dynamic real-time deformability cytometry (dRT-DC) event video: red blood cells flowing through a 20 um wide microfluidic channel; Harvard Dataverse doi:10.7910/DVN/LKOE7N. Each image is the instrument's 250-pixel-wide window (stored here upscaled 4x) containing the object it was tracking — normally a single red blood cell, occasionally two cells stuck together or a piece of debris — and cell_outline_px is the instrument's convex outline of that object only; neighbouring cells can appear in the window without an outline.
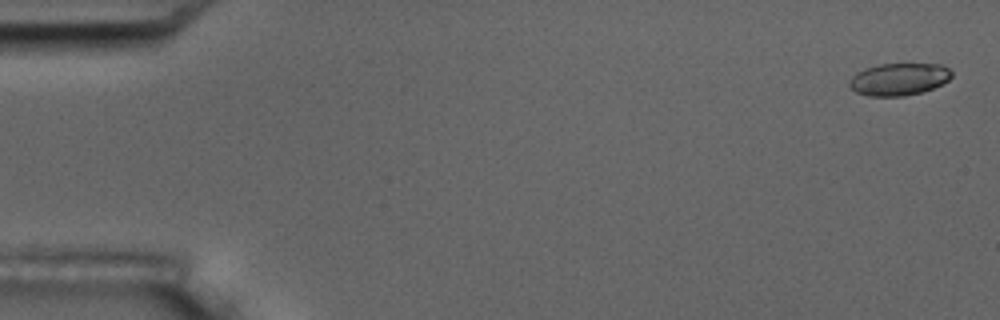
{"species": "common noctule bat (a hibernating species)", "species_latin": "Nyctalus noctula", "temperature_condition": "room temperature", "stored_images_in_passage": 7, "camera_frame_rate_fps": 3000, "um_per_image_px": 0.085, "animal": {"sex": "male", "body_mass_g": 17.5, "forearm_length_mm": 52.3}, "frame": {"image": 1, "passage_image": 1, "time_ms": 0.0, "image_size_px": [1000, 320], "cell_outline_px": [[952, 76], [948, 80], [932, 88], [920, 92], [904, 96], [868, 96], [856, 92], [848, 84], [848, 80], [856, 72], [864, 68], [880, 64], [940, 64], [948, 68], [952, 72]], "centroid_in_image_um": [76.37, 6.73], "position_along_channel_um": 8.6, "area_um2": 19.19}}
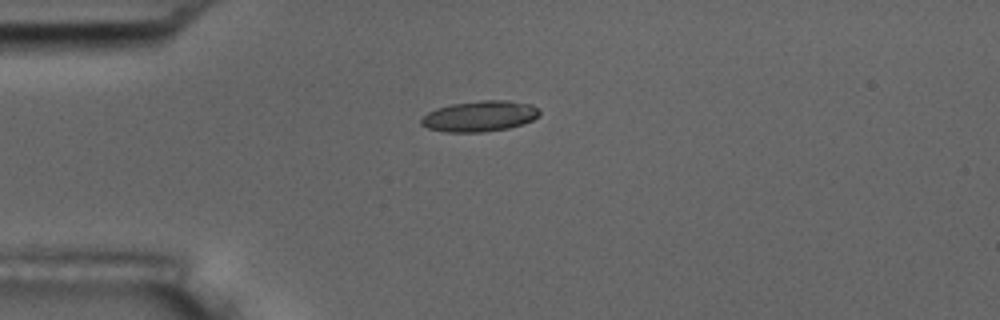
{"frame": {"image": 2, "passage_image": 4, "time_ms": 4.333, "image_size_px": [1000, 320], "cell_outline_px": [[540, 116], [524, 124], [508, 128], [484, 132], [444, 132], [428, 128], [420, 124], [420, 120], [428, 112], [436, 108], [448, 104], [480, 100], [508, 100], [532, 104], [540, 108]], "centroid_in_image_um": [40.8, 9.86], "position_along_channel_um": 44.2, "area_um2": 21.56}}